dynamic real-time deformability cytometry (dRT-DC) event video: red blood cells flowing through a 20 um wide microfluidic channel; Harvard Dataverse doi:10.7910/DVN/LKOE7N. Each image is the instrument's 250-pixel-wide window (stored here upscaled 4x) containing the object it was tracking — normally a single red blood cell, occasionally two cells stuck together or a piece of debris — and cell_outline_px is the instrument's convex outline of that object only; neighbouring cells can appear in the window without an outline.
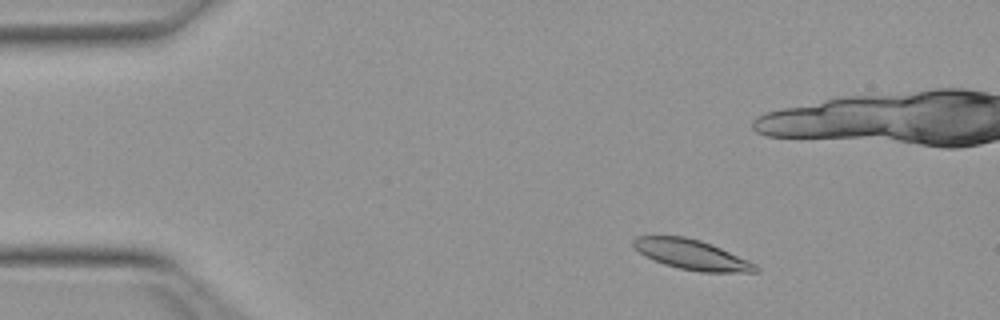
{"species": "Egyptian fruit bat (a non-hibernating species)", "species_latin": "Rousettus aegyptiacus", "temperature_condition": "warm", "stored_images_in_passage": 51, "camera_frame_rate_fps": 3000, "um_per_image_px": 0.085, "animal": {"sex": "female"}, "frame": {"image": 1, "passage_image": 7, "time_ms": 2.0, "image_size_px": [1000, 320], "cell_outline_px": [[760, 272], [700, 272], [680, 268], [664, 264], [652, 260], [644, 256], [632, 244], [632, 240], [636, 236], [684, 236], [700, 240], [712, 244], [748, 260], [756, 264], [760, 268]], "centroid_in_image_um": [58.8, 21.64], "position_along_channel_um": 26.2, "area_um2": 21.39}}
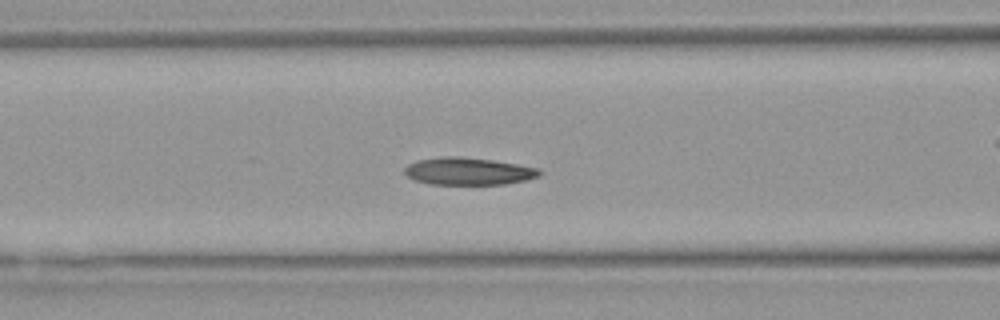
{"frame": {"image": 2, "passage_image": 20, "time_ms": 6.333, "image_size_px": [1000, 320], "cell_outline_px": [[540, 176], [524, 180], [504, 184], [428, 184], [416, 180], [408, 176], [404, 172], [404, 168], [408, 164], [416, 160], [444, 156], [456, 156], [492, 160], [540, 168]], "centroid_in_image_um": [39.78, 14.55], "position_along_channel_um": 126.8, "area_um2": 21.39}}
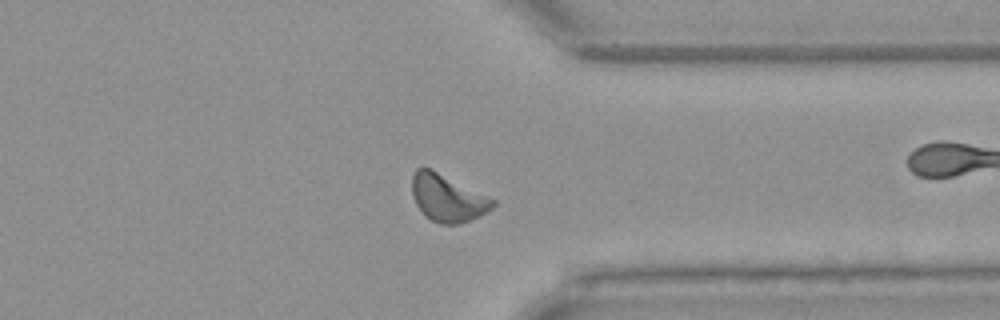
{"frame": {"image": 3, "passage_image": 39, "time_ms": 12.667, "image_size_px": [1000, 320], "cell_outline_px": [[496, 204], [492, 208], [480, 216], [456, 224], [440, 224], [424, 216], [416, 204], [412, 196], [412, 176], [416, 168], [432, 168], [496, 200]], "centroid_in_image_um": [38.02, 16.82], "position_along_channel_um": 373.4, "area_um2": 22.25}, "authors_computed_cell_mechanics": {"area_um2": 21.2704, "velocity_mm_per_s": 3.9427, "shape_relaxation_time_tau1_ms": 6.2394, "shape_relaxation_time_tau2_ms": 3.197, "deformation_change_tau1": 0.1409, "deformation_change_tau2": 0.098}}